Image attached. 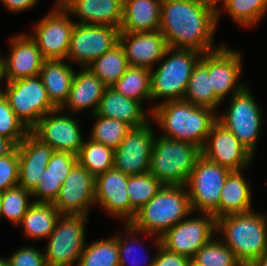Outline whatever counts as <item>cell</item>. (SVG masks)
Instances as JSON below:
<instances>
[{"label":"cell","instance_id":"9c48e42d","mask_svg":"<svg viewBox=\"0 0 267 266\" xmlns=\"http://www.w3.org/2000/svg\"><path fill=\"white\" fill-rule=\"evenodd\" d=\"M225 114L217 121L231 131L241 144L254 156L259 134L262 130L263 113L248 87L230 96Z\"/></svg>","mask_w":267,"mask_h":266},{"label":"cell","instance_id":"f907efd6","mask_svg":"<svg viewBox=\"0 0 267 266\" xmlns=\"http://www.w3.org/2000/svg\"><path fill=\"white\" fill-rule=\"evenodd\" d=\"M3 68H2V61H1V57H0V83L1 81H3ZM2 92V90L0 91V93Z\"/></svg>","mask_w":267,"mask_h":266},{"label":"cell","instance_id":"7c38bea8","mask_svg":"<svg viewBox=\"0 0 267 266\" xmlns=\"http://www.w3.org/2000/svg\"><path fill=\"white\" fill-rule=\"evenodd\" d=\"M120 32L113 26L75 23L66 60L89 66L119 44Z\"/></svg>","mask_w":267,"mask_h":266},{"label":"cell","instance_id":"e0dca14e","mask_svg":"<svg viewBox=\"0 0 267 266\" xmlns=\"http://www.w3.org/2000/svg\"><path fill=\"white\" fill-rule=\"evenodd\" d=\"M201 155L230 171H243L254 160L237 137L218 121L212 126L201 148Z\"/></svg>","mask_w":267,"mask_h":266},{"label":"cell","instance_id":"277c9868","mask_svg":"<svg viewBox=\"0 0 267 266\" xmlns=\"http://www.w3.org/2000/svg\"><path fill=\"white\" fill-rule=\"evenodd\" d=\"M217 235L242 265L267 253V217L254 211L229 214L217 219ZM226 241V242H225Z\"/></svg>","mask_w":267,"mask_h":266},{"label":"cell","instance_id":"603a6c76","mask_svg":"<svg viewBox=\"0 0 267 266\" xmlns=\"http://www.w3.org/2000/svg\"><path fill=\"white\" fill-rule=\"evenodd\" d=\"M55 5L78 16L79 24L120 28L123 17V0H56Z\"/></svg>","mask_w":267,"mask_h":266},{"label":"cell","instance_id":"2e32d148","mask_svg":"<svg viewBox=\"0 0 267 266\" xmlns=\"http://www.w3.org/2000/svg\"><path fill=\"white\" fill-rule=\"evenodd\" d=\"M94 185L95 177L77 162L52 204L62 215L88 216L90 205L95 204Z\"/></svg>","mask_w":267,"mask_h":266},{"label":"cell","instance_id":"74e56055","mask_svg":"<svg viewBox=\"0 0 267 266\" xmlns=\"http://www.w3.org/2000/svg\"><path fill=\"white\" fill-rule=\"evenodd\" d=\"M199 266H245L222 239H211L191 259Z\"/></svg>","mask_w":267,"mask_h":266},{"label":"cell","instance_id":"f35d334b","mask_svg":"<svg viewBox=\"0 0 267 266\" xmlns=\"http://www.w3.org/2000/svg\"><path fill=\"white\" fill-rule=\"evenodd\" d=\"M93 116L96 118V122L89 139L114 150L132 129L131 125L117 119L102 117L96 113Z\"/></svg>","mask_w":267,"mask_h":266},{"label":"cell","instance_id":"1f68e13d","mask_svg":"<svg viewBox=\"0 0 267 266\" xmlns=\"http://www.w3.org/2000/svg\"><path fill=\"white\" fill-rule=\"evenodd\" d=\"M112 87L123 96L140 103L151 100V69L129 66Z\"/></svg>","mask_w":267,"mask_h":266},{"label":"cell","instance_id":"6da1fadb","mask_svg":"<svg viewBox=\"0 0 267 266\" xmlns=\"http://www.w3.org/2000/svg\"><path fill=\"white\" fill-rule=\"evenodd\" d=\"M217 9L197 0H162L159 30L168 47L193 49L201 53L213 46Z\"/></svg>","mask_w":267,"mask_h":266},{"label":"cell","instance_id":"4dcf8cb0","mask_svg":"<svg viewBox=\"0 0 267 266\" xmlns=\"http://www.w3.org/2000/svg\"><path fill=\"white\" fill-rule=\"evenodd\" d=\"M61 213L52 203H33L18 224L25 236L34 239L48 238L54 230Z\"/></svg>","mask_w":267,"mask_h":266},{"label":"cell","instance_id":"b9f144b4","mask_svg":"<svg viewBox=\"0 0 267 266\" xmlns=\"http://www.w3.org/2000/svg\"><path fill=\"white\" fill-rule=\"evenodd\" d=\"M19 183V159L17 147L8 155L0 158V193L17 186Z\"/></svg>","mask_w":267,"mask_h":266},{"label":"cell","instance_id":"f1b7e54d","mask_svg":"<svg viewBox=\"0 0 267 266\" xmlns=\"http://www.w3.org/2000/svg\"><path fill=\"white\" fill-rule=\"evenodd\" d=\"M183 99L193 105L207 107L214 111L222 103L212 88L211 76L209 75V52L204 53L194 67Z\"/></svg>","mask_w":267,"mask_h":266},{"label":"cell","instance_id":"3957f363","mask_svg":"<svg viewBox=\"0 0 267 266\" xmlns=\"http://www.w3.org/2000/svg\"><path fill=\"white\" fill-rule=\"evenodd\" d=\"M150 116L164 131L165 138L190 142L202 148L206 138L217 122L216 111L191 104L180 99L157 103Z\"/></svg>","mask_w":267,"mask_h":266},{"label":"cell","instance_id":"44dd1931","mask_svg":"<svg viewBox=\"0 0 267 266\" xmlns=\"http://www.w3.org/2000/svg\"><path fill=\"white\" fill-rule=\"evenodd\" d=\"M119 44L124 49L129 66L152 69L168 48L160 30L120 32Z\"/></svg>","mask_w":267,"mask_h":266},{"label":"cell","instance_id":"9a60e30c","mask_svg":"<svg viewBox=\"0 0 267 266\" xmlns=\"http://www.w3.org/2000/svg\"><path fill=\"white\" fill-rule=\"evenodd\" d=\"M59 113L62 110L57 108L44 115L30 133L54 151L69 152L77 156L84 142L78 120Z\"/></svg>","mask_w":267,"mask_h":266},{"label":"cell","instance_id":"52a82bcc","mask_svg":"<svg viewBox=\"0 0 267 266\" xmlns=\"http://www.w3.org/2000/svg\"><path fill=\"white\" fill-rule=\"evenodd\" d=\"M231 172L202 155L197 159L186 184L193 213L199 209L200 213H210L219 218L221 190Z\"/></svg>","mask_w":267,"mask_h":266},{"label":"cell","instance_id":"83f0119b","mask_svg":"<svg viewBox=\"0 0 267 266\" xmlns=\"http://www.w3.org/2000/svg\"><path fill=\"white\" fill-rule=\"evenodd\" d=\"M66 60H45L39 76L51 103L61 108L68 99L75 70Z\"/></svg>","mask_w":267,"mask_h":266},{"label":"cell","instance_id":"60d3db41","mask_svg":"<svg viewBox=\"0 0 267 266\" xmlns=\"http://www.w3.org/2000/svg\"><path fill=\"white\" fill-rule=\"evenodd\" d=\"M30 133L8 104L3 91L0 93V136L10 139L16 146Z\"/></svg>","mask_w":267,"mask_h":266},{"label":"cell","instance_id":"e575fe53","mask_svg":"<svg viewBox=\"0 0 267 266\" xmlns=\"http://www.w3.org/2000/svg\"><path fill=\"white\" fill-rule=\"evenodd\" d=\"M163 187L150 172L128 177L127 193L130 202V221Z\"/></svg>","mask_w":267,"mask_h":266},{"label":"cell","instance_id":"7402d4cb","mask_svg":"<svg viewBox=\"0 0 267 266\" xmlns=\"http://www.w3.org/2000/svg\"><path fill=\"white\" fill-rule=\"evenodd\" d=\"M19 159V183L25 190L32 191L38 184L54 150L29 133L17 146Z\"/></svg>","mask_w":267,"mask_h":266},{"label":"cell","instance_id":"4316f807","mask_svg":"<svg viewBox=\"0 0 267 266\" xmlns=\"http://www.w3.org/2000/svg\"><path fill=\"white\" fill-rule=\"evenodd\" d=\"M96 114L139 127L148 122L142 103L118 93L113 87H107L100 100Z\"/></svg>","mask_w":267,"mask_h":266},{"label":"cell","instance_id":"30bf717a","mask_svg":"<svg viewBox=\"0 0 267 266\" xmlns=\"http://www.w3.org/2000/svg\"><path fill=\"white\" fill-rule=\"evenodd\" d=\"M87 222L88 216L61 215L54 230L47 238L49 243L44 254L47 266L78 264L85 246V223Z\"/></svg>","mask_w":267,"mask_h":266},{"label":"cell","instance_id":"d6a6232c","mask_svg":"<svg viewBox=\"0 0 267 266\" xmlns=\"http://www.w3.org/2000/svg\"><path fill=\"white\" fill-rule=\"evenodd\" d=\"M128 67L129 63L120 44L87 66L107 87H112Z\"/></svg>","mask_w":267,"mask_h":266},{"label":"cell","instance_id":"bcb514c9","mask_svg":"<svg viewBox=\"0 0 267 266\" xmlns=\"http://www.w3.org/2000/svg\"><path fill=\"white\" fill-rule=\"evenodd\" d=\"M38 0H1L3 5L12 12H22L32 9Z\"/></svg>","mask_w":267,"mask_h":266},{"label":"cell","instance_id":"484cf974","mask_svg":"<svg viewBox=\"0 0 267 266\" xmlns=\"http://www.w3.org/2000/svg\"><path fill=\"white\" fill-rule=\"evenodd\" d=\"M162 0H123L121 32L159 30Z\"/></svg>","mask_w":267,"mask_h":266},{"label":"cell","instance_id":"816d5d0a","mask_svg":"<svg viewBox=\"0 0 267 266\" xmlns=\"http://www.w3.org/2000/svg\"><path fill=\"white\" fill-rule=\"evenodd\" d=\"M0 266H9L8 259L0 258Z\"/></svg>","mask_w":267,"mask_h":266},{"label":"cell","instance_id":"d6986e66","mask_svg":"<svg viewBox=\"0 0 267 266\" xmlns=\"http://www.w3.org/2000/svg\"><path fill=\"white\" fill-rule=\"evenodd\" d=\"M11 51L8 57H1L5 81L35 77L40 74L45 59L36 41L29 34L11 38Z\"/></svg>","mask_w":267,"mask_h":266},{"label":"cell","instance_id":"681fc988","mask_svg":"<svg viewBox=\"0 0 267 266\" xmlns=\"http://www.w3.org/2000/svg\"><path fill=\"white\" fill-rule=\"evenodd\" d=\"M197 1H201V2H204L212 7H214L215 9H217V22H218V19L220 18V11H221V7H217L218 6V1L222 2V0H197Z\"/></svg>","mask_w":267,"mask_h":266},{"label":"cell","instance_id":"c3c4849f","mask_svg":"<svg viewBox=\"0 0 267 266\" xmlns=\"http://www.w3.org/2000/svg\"><path fill=\"white\" fill-rule=\"evenodd\" d=\"M248 266H267V253L254 259Z\"/></svg>","mask_w":267,"mask_h":266},{"label":"cell","instance_id":"ac0fdd59","mask_svg":"<svg viewBox=\"0 0 267 266\" xmlns=\"http://www.w3.org/2000/svg\"><path fill=\"white\" fill-rule=\"evenodd\" d=\"M242 71V55L239 51L229 48L227 45H219V48L209 52V75L211 76L214 94L224 100L230 94L239 93L246 85L237 84ZM238 85V86H237Z\"/></svg>","mask_w":267,"mask_h":266},{"label":"cell","instance_id":"8d00e7d4","mask_svg":"<svg viewBox=\"0 0 267 266\" xmlns=\"http://www.w3.org/2000/svg\"><path fill=\"white\" fill-rule=\"evenodd\" d=\"M222 4L228 15L246 28L257 24L267 11V0H222Z\"/></svg>","mask_w":267,"mask_h":266},{"label":"cell","instance_id":"cb8c5ba5","mask_svg":"<svg viewBox=\"0 0 267 266\" xmlns=\"http://www.w3.org/2000/svg\"><path fill=\"white\" fill-rule=\"evenodd\" d=\"M76 163V155L54 151L37 186L31 191L32 197L37 198L33 202L53 203L61 190L62 183Z\"/></svg>","mask_w":267,"mask_h":266},{"label":"cell","instance_id":"d590c367","mask_svg":"<svg viewBox=\"0 0 267 266\" xmlns=\"http://www.w3.org/2000/svg\"><path fill=\"white\" fill-rule=\"evenodd\" d=\"M75 266H120L116 235L85 245Z\"/></svg>","mask_w":267,"mask_h":266},{"label":"cell","instance_id":"4fadbf2b","mask_svg":"<svg viewBox=\"0 0 267 266\" xmlns=\"http://www.w3.org/2000/svg\"><path fill=\"white\" fill-rule=\"evenodd\" d=\"M185 219L169 229L160 239L168 250L192 259L213 238L217 231V219L210 213Z\"/></svg>","mask_w":267,"mask_h":266},{"label":"cell","instance_id":"ee69618b","mask_svg":"<svg viewBox=\"0 0 267 266\" xmlns=\"http://www.w3.org/2000/svg\"><path fill=\"white\" fill-rule=\"evenodd\" d=\"M158 238V239H157ZM156 249L155 260L153 266H189L191 259L179 255L165 248L161 244L160 237L156 236Z\"/></svg>","mask_w":267,"mask_h":266},{"label":"cell","instance_id":"f6af8a7d","mask_svg":"<svg viewBox=\"0 0 267 266\" xmlns=\"http://www.w3.org/2000/svg\"><path fill=\"white\" fill-rule=\"evenodd\" d=\"M116 239H117V244H118L119 263H120V266H126L128 262H130L128 264H133L134 263L135 266H140L142 264V262H141L142 258L141 257H140L141 259L138 258V257L135 258V256H138V254L137 255L133 254L134 249H135L134 248L135 246L134 247L132 246V245L138 243L137 239L134 238V237H132V235H131V238L130 239L132 240L133 243H130L127 240V237L126 238H123L120 234L119 235L118 234L116 235ZM129 243L131 244V246L129 245ZM130 255H132L131 258H133V261L130 260V258H129ZM150 260H151L150 262H147L146 261L147 263L144 266H153L154 260H155V256H154V258H152Z\"/></svg>","mask_w":267,"mask_h":266},{"label":"cell","instance_id":"ffe728a7","mask_svg":"<svg viewBox=\"0 0 267 266\" xmlns=\"http://www.w3.org/2000/svg\"><path fill=\"white\" fill-rule=\"evenodd\" d=\"M128 175L112 168L95 177V204L116 218L130 222V202L127 193Z\"/></svg>","mask_w":267,"mask_h":266},{"label":"cell","instance_id":"5b68a950","mask_svg":"<svg viewBox=\"0 0 267 266\" xmlns=\"http://www.w3.org/2000/svg\"><path fill=\"white\" fill-rule=\"evenodd\" d=\"M202 56L197 50L168 47L160 65L151 69V99L164 98L161 103L183 99L188 80Z\"/></svg>","mask_w":267,"mask_h":266},{"label":"cell","instance_id":"8fae6325","mask_svg":"<svg viewBox=\"0 0 267 266\" xmlns=\"http://www.w3.org/2000/svg\"><path fill=\"white\" fill-rule=\"evenodd\" d=\"M69 15V16H68ZM61 5H55L47 16L39 20L30 35L45 60H66L75 23Z\"/></svg>","mask_w":267,"mask_h":266},{"label":"cell","instance_id":"8992f818","mask_svg":"<svg viewBox=\"0 0 267 266\" xmlns=\"http://www.w3.org/2000/svg\"><path fill=\"white\" fill-rule=\"evenodd\" d=\"M201 148L185 141L155 137L149 172L163 185H186Z\"/></svg>","mask_w":267,"mask_h":266},{"label":"cell","instance_id":"836d02e7","mask_svg":"<svg viewBox=\"0 0 267 266\" xmlns=\"http://www.w3.org/2000/svg\"><path fill=\"white\" fill-rule=\"evenodd\" d=\"M77 162L97 177L114 168V149L91 139L85 140L77 155Z\"/></svg>","mask_w":267,"mask_h":266},{"label":"cell","instance_id":"f546056e","mask_svg":"<svg viewBox=\"0 0 267 266\" xmlns=\"http://www.w3.org/2000/svg\"><path fill=\"white\" fill-rule=\"evenodd\" d=\"M250 185L242 171H232L225 180L219 200V218L229 214L247 213L251 209Z\"/></svg>","mask_w":267,"mask_h":266},{"label":"cell","instance_id":"db71d44e","mask_svg":"<svg viewBox=\"0 0 267 266\" xmlns=\"http://www.w3.org/2000/svg\"><path fill=\"white\" fill-rule=\"evenodd\" d=\"M0 219H1V193H0Z\"/></svg>","mask_w":267,"mask_h":266},{"label":"cell","instance_id":"7a4b0ae2","mask_svg":"<svg viewBox=\"0 0 267 266\" xmlns=\"http://www.w3.org/2000/svg\"><path fill=\"white\" fill-rule=\"evenodd\" d=\"M185 188V189H184ZM193 215L186 185H163L135 217L126 223V233L161 237L180 221Z\"/></svg>","mask_w":267,"mask_h":266},{"label":"cell","instance_id":"f5cc1de1","mask_svg":"<svg viewBox=\"0 0 267 266\" xmlns=\"http://www.w3.org/2000/svg\"><path fill=\"white\" fill-rule=\"evenodd\" d=\"M189 266H199L198 264L194 263L192 260L191 262L189 263Z\"/></svg>","mask_w":267,"mask_h":266},{"label":"cell","instance_id":"7dc6e473","mask_svg":"<svg viewBox=\"0 0 267 266\" xmlns=\"http://www.w3.org/2000/svg\"><path fill=\"white\" fill-rule=\"evenodd\" d=\"M16 145L8 138L0 136V158L10 154Z\"/></svg>","mask_w":267,"mask_h":266},{"label":"cell","instance_id":"5bb4252c","mask_svg":"<svg viewBox=\"0 0 267 266\" xmlns=\"http://www.w3.org/2000/svg\"><path fill=\"white\" fill-rule=\"evenodd\" d=\"M150 122L132 127L114 150V168L133 176L149 173L155 133Z\"/></svg>","mask_w":267,"mask_h":266},{"label":"cell","instance_id":"ba28073f","mask_svg":"<svg viewBox=\"0 0 267 266\" xmlns=\"http://www.w3.org/2000/svg\"><path fill=\"white\" fill-rule=\"evenodd\" d=\"M5 82L3 93L8 104L29 131L44 115L57 109L49 100L39 75Z\"/></svg>","mask_w":267,"mask_h":266},{"label":"cell","instance_id":"d4e9b609","mask_svg":"<svg viewBox=\"0 0 267 266\" xmlns=\"http://www.w3.org/2000/svg\"><path fill=\"white\" fill-rule=\"evenodd\" d=\"M107 86L87 67L74 73L73 82L69 91L68 99L60 110L81 112L92 108L91 114L98 110L100 100Z\"/></svg>","mask_w":267,"mask_h":266},{"label":"cell","instance_id":"7bdbcfd3","mask_svg":"<svg viewBox=\"0 0 267 266\" xmlns=\"http://www.w3.org/2000/svg\"><path fill=\"white\" fill-rule=\"evenodd\" d=\"M7 259L9 266H47L44 252L32 246L19 248Z\"/></svg>","mask_w":267,"mask_h":266},{"label":"cell","instance_id":"ab89813d","mask_svg":"<svg viewBox=\"0 0 267 266\" xmlns=\"http://www.w3.org/2000/svg\"><path fill=\"white\" fill-rule=\"evenodd\" d=\"M32 194L21 186L9 188L1 193V217H6L13 224H19L34 203L29 201Z\"/></svg>","mask_w":267,"mask_h":266}]
</instances>
